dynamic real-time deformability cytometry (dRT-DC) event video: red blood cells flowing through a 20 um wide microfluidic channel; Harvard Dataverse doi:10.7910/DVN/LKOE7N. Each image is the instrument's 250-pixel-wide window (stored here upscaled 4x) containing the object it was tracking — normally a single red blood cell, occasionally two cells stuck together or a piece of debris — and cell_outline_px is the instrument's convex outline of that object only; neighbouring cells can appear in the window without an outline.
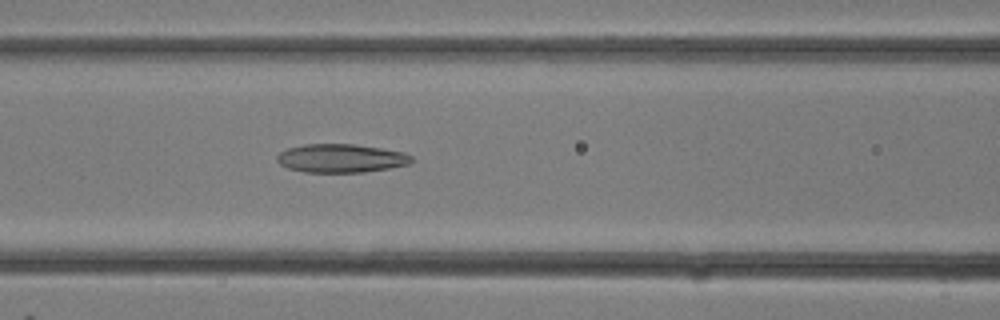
{"species": "common noctule bat (a hibernating species)", "species_latin": "Nyctalus noctula", "temperature_condition": "room temperature", "stored_images_in_passage": 12, "camera_frame_rate_fps": 3000, "um_per_image_px": 0.085, "animal": {"sex": "female"}, "frame": {"image": 1, "passage_image": 12, "time_ms": 3.667, "image_size_px": [1000, 320], "cell_outline_px": [[412, 160], [408, 164], [388, 168], [364, 172], [304, 172], [288, 168], [280, 164], [276, 160], [276, 156], [280, 152], [288, 148], [304, 144], [352, 144], [380, 148], [404, 152], [412, 156]], "centroid_in_image_um": [28.95, 13.45], "position_along_channel_um": 137.6, "area_um2": 22.25}}